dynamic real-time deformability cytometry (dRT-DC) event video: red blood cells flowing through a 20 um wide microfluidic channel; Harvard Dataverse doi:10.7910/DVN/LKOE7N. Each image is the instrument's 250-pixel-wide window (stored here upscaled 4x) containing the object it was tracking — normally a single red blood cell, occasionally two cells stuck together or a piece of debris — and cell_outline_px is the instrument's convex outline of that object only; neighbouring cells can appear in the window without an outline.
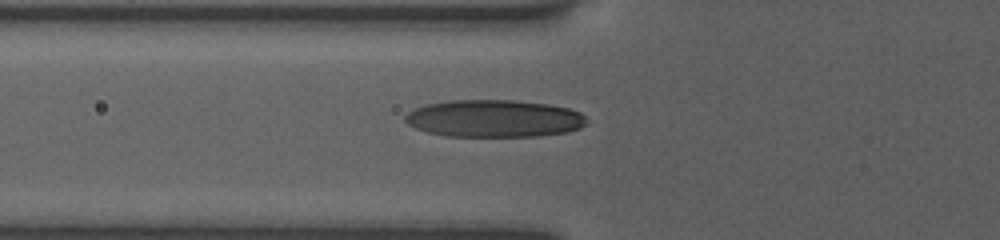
{"species": "human", "species_latin": "Homo sapiens", "temperature_condition": "room temperature", "stored_images_in_passage": 10, "camera_frame_rate_fps": 3000, "um_per_image_px": 0.085, "donor": {"sex": "female"}, "frame": {"image": 1, "passage_image": 10, "time_ms": 6.667, "image_size_px": [1000, 240], "cell_outline_px": [[584, 124], [580, 128], [568, 132], [540, 136], [444, 136], [428, 132], [416, 128], [408, 124], [404, 120], [404, 116], [408, 112], [416, 108], [428, 104], [452, 100], [512, 100], [548, 104], [568, 108], [580, 112], [584, 116]], "centroid_in_image_um": [41.99, 10.08], "position_along_channel_um": 83.8, "area_um2": 39.36}}